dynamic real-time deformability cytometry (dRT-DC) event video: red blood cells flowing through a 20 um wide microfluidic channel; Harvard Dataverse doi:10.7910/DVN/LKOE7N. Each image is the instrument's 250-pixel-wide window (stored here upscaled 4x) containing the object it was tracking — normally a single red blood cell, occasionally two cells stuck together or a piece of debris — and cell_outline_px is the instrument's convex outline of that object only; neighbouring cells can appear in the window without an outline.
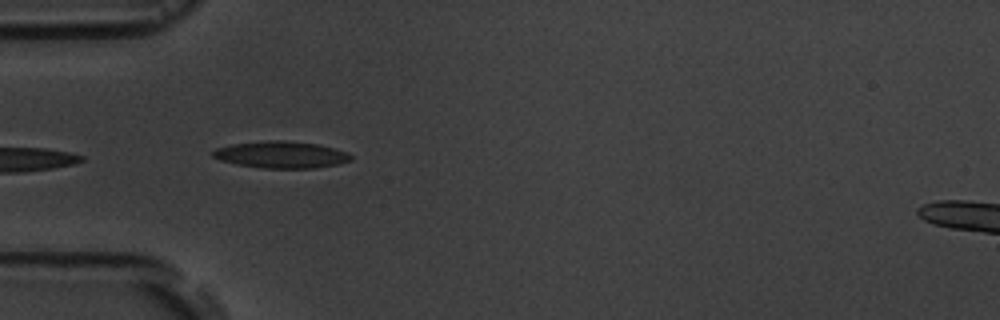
{"species": "common noctule bat (a hibernating species)", "species_latin": "Nyctalus noctula", "temperature_condition": "room temperature", "stored_images_in_passage": 6, "camera_frame_rate_fps": 3000, "um_per_image_px": 0.085, "animal": {"sex": "male", "body_mass_g": 19.5, "forearm_length_mm": 54.6}, "frame": {"image": 1, "passage_image": 5, "time_ms": 4.667, "image_size_px": [1000, 320], "cell_outline_px": [[352, 160], [336, 164], [316, 168], [264, 168], [236, 164], [220, 160], [212, 156], [212, 152], [216, 148], [232, 144], [268, 140], [284, 140], [320, 144], [336, 148], [348, 152], [352, 156]], "centroid_in_image_um": [23.92, 13.14], "position_along_channel_um": 61.1, "area_um2": 21.68}}